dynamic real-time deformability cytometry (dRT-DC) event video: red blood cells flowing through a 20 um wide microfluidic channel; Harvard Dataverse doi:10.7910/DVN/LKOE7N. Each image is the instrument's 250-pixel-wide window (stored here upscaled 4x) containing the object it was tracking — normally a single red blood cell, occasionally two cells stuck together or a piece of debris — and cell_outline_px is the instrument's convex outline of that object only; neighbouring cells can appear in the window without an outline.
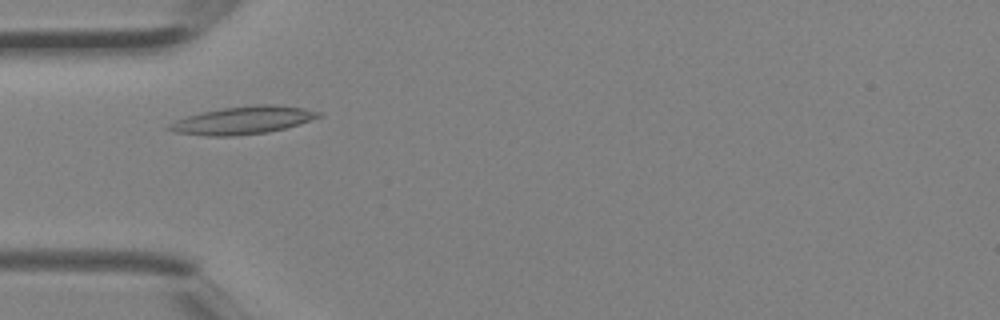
{"species": "Egyptian fruit bat (a non-hibernating species)", "species_latin": "Rousettus aegyptiacus", "temperature_condition": "room temperature", "stored_images_in_passage": 3, "camera_frame_rate_fps": 3000, "um_per_image_px": 0.085, "animal": {"sex": "female"}, "frame": {"image": 1, "passage_image": 2, "time_ms": 0.333, "image_size_px": [1000, 320], "cell_outline_px": [[320, 116], [300, 124], [268, 132], [232, 136], [204, 136], [176, 132], [164, 128], [168, 124], [176, 120], [200, 112], [224, 108], [260, 104], [268, 104], [304, 108], [320, 112]], "centroid_in_image_um": [20.6, 10.23], "position_along_channel_um": 64.4, "area_um2": 23.93}}
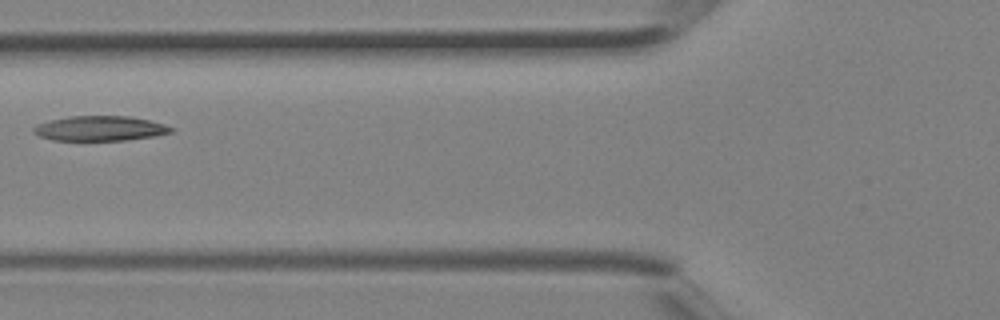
{"frame": {"image": 2, "passage_image": 3, "time_ms": 0.667, "image_size_px": [1000, 320], "cell_outline_px": [[172, 132], [156, 136], [124, 140], [52, 140], [40, 136], [32, 132], [32, 128], [36, 124], [48, 120], [68, 116], [132, 116], [164, 124], [172, 128]], "centroid_in_image_um": [8.45, 10.91], "position_along_channel_um": 117.3, "area_um2": 20.0}}